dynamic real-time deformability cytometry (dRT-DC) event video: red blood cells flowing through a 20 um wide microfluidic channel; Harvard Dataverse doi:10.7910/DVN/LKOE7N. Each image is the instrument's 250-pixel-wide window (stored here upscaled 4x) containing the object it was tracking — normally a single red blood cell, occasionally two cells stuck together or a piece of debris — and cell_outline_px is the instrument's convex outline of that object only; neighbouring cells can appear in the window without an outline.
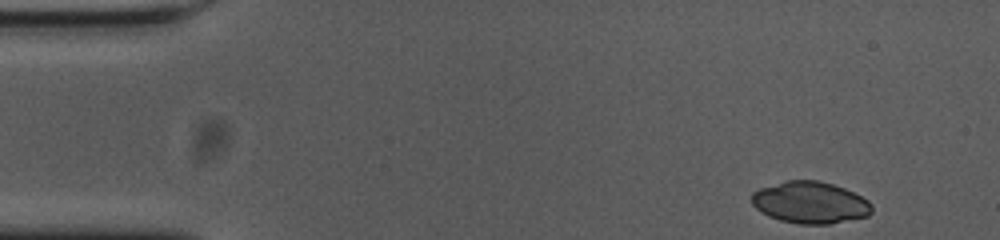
{"species": "common noctule bat (a hibernating species)", "species_latin": "Nyctalus noctula", "temperature_condition": "cold", "stored_images_in_passage": 51, "camera_frame_rate_fps": 3000, "um_per_image_px": 0.085, "animal": {"sex": "female", "body_mass_g": 23.0, "forearm_length_mm": 53.4}, "frame": {"image": 1, "passage_image": 1, "time_ms": 0.0, "image_size_px": [1000, 240], "cell_outline_px": [[872, 212], [868, 216], [828, 224], [800, 224], [780, 220], [768, 216], [756, 208], [752, 204], [752, 192], [760, 188], [784, 180], [820, 180], [844, 188], [868, 200], [872, 204]], "centroid_in_image_um": [68.85, 17.21], "position_along_channel_um": 16.1, "area_um2": 29.3}}
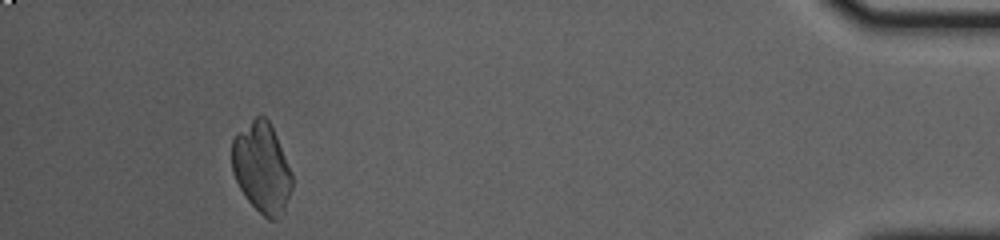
{"frame": {"image": 2, "passage_image": 47, "time_ms": 15.333, "image_size_px": [1000, 240], "cell_outline_px": [[292, 188], [284, 212], [276, 220], [268, 220], [244, 196], [232, 172], [232, 140], [256, 116], [264, 116], [268, 120], [276, 136], [292, 176]], "centroid_in_image_um": [22.25, 14.31], "position_along_channel_um": 413.0, "area_um2": 31.04}}